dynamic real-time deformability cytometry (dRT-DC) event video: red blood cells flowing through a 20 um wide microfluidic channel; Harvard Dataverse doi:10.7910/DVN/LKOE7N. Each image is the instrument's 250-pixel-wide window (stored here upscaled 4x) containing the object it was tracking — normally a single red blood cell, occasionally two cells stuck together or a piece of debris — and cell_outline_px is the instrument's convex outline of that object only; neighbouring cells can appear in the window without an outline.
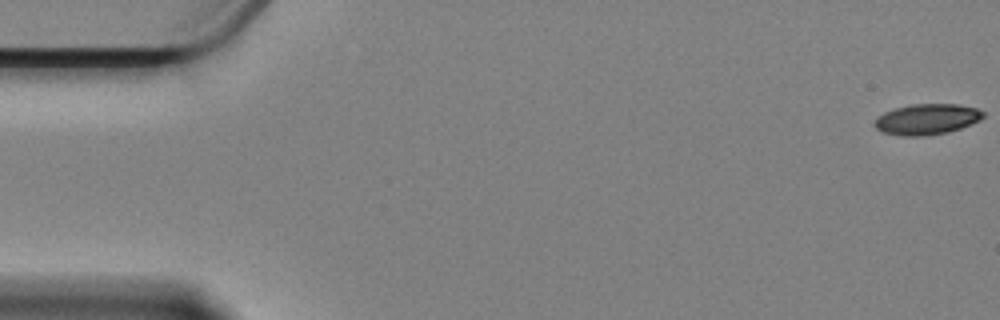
{"species": "Egyptian fruit bat (a non-hibernating species)", "species_latin": "Rousettus aegyptiacus", "temperature_condition": "cold", "stored_images_in_passage": 59, "camera_frame_rate_fps": 3000, "um_per_image_px": 0.085, "animal": {"sex": "female"}, "frame": {"image": 1, "passage_image": 1, "time_ms": 0.0, "image_size_px": [1000, 320], "cell_outline_px": [[984, 116], [980, 120], [972, 124], [948, 132], [924, 136], [900, 136], [880, 132], [872, 124], [876, 116], [884, 112], [896, 108], [912, 104], [960, 104], [976, 108], [984, 112]], "centroid_in_image_um": [78.75, 10.14], "position_along_channel_um": 6.3, "area_um2": 19.71}}
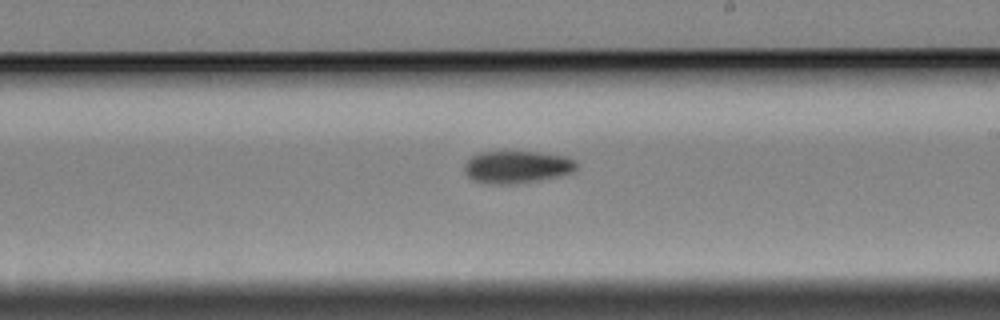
{"frame": {"image": 2, "passage_image": 34, "time_ms": 11.0, "image_size_px": [1000, 320], "cell_outline_px": [[576, 168], [572, 172], [540, 180], [512, 184], [484, 184], [472, 180], [464, 172], [464, 164], [472, 156], [480, 152], [536, 152], [564, 156], [576, 160]], "centroid_in_image_um": [43.89, 14.2], "position_along_channel_um": 245.1, "area_um2": 21.1}}
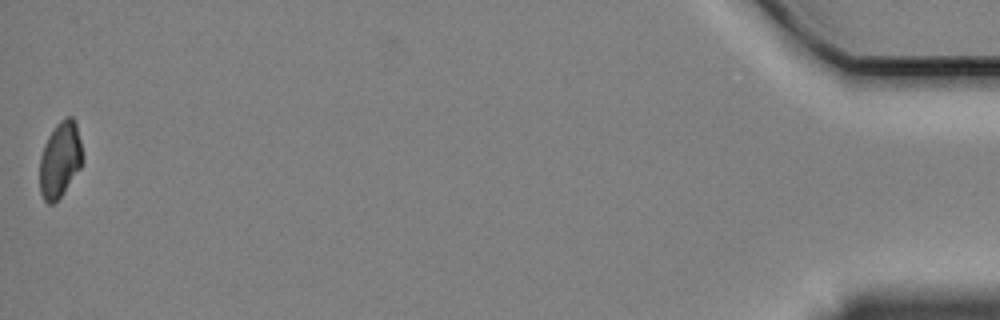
{"frame": {"image": 3, "passage_image": 59, "time_ms": 19.333, "image_size_px": [1000, 320], "cell_outline_px": [[84, 160], [80, 168], [64, 192], [52, 204], [48, 204], [44, 200], [40, 192], [40, 156], [44, 144], [48, 136], [56, 124], [64, 116], [72, 116], [76, 124], [84, 156]], "centroid_in_image_um": [5.11, 13.55], "position_along_channel_um": 430.1, "area_um2": 19.02}, "authors_computed_cell_mechanics": {"area_um2": 20.5768, "velocity_mm_per_s": 3.3785, "shape_relaxation_time_tau1_ms": 5.3945, "shape_relaxation_time_tau2_ms": null, "deformation_change_tau1": 0.1135, "deformation_change_tau2": null}}